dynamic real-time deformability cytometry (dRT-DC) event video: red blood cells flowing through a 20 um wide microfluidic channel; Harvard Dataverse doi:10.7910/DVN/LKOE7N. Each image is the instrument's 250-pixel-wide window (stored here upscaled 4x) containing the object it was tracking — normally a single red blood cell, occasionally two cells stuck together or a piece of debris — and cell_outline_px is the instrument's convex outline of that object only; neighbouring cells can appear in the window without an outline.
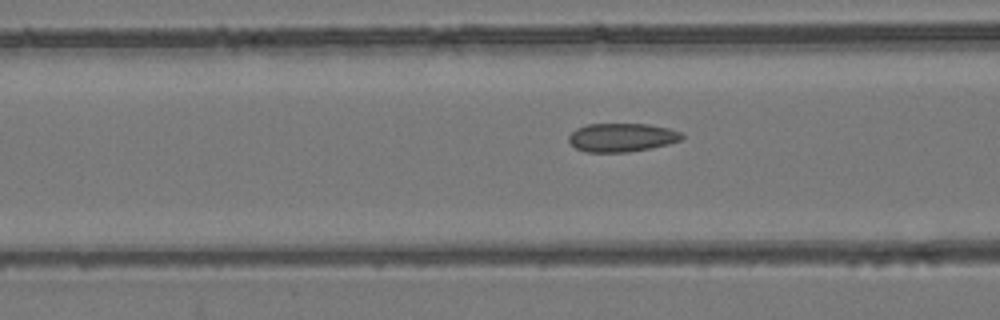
{"species": "common noctule bat (a hibernating species)", "species_latin": "Nyctalus noctula", "temperature_condition": "room temperature", "stored_images_in_passage": 47, "camera_frame_rate_fps": 3000, "um_per_image_px": 0.085, "animal": {"sex": "female", "body_mass_g": 24.6, "forearm_length_mm": 56.2}, "frame": {"image": 1, "passage_image": 15, "time_ms": 4.667, "image_size_px": [1000, 320], "cell_outline_px": [[684, 136], [680, 140], [668, 144], [652, 148], [628, 152], [584, 152], [576, 148], [568, 140], [568, 136], [576, 128], [588, 124], [648, 124], [668, 128], [680, 132]], "centroid_in_image_um": [52.84, 11.69], "position_along_channel_um": 113.8, "area_um2": 18.84}}
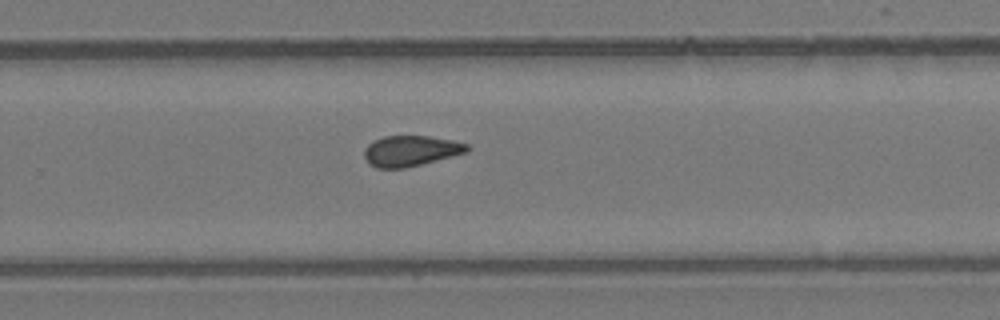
{"frame": {"image": 2, "passage_image": 29, "time_ms": 9.333, "image_size_px": [1000, 320], "cell_outline_px": [[472, 148], [468, 152], [404, 168], [376, 168], [368, 164], [364, 156], [364, 148], [368, 144], [384, 136], [428, 136], [452, 140], [468, 144]], "centroid_in_image_um": [34.91, 12.82], "position_along_channel_um": 294.9, "area_um2": 18.32}}
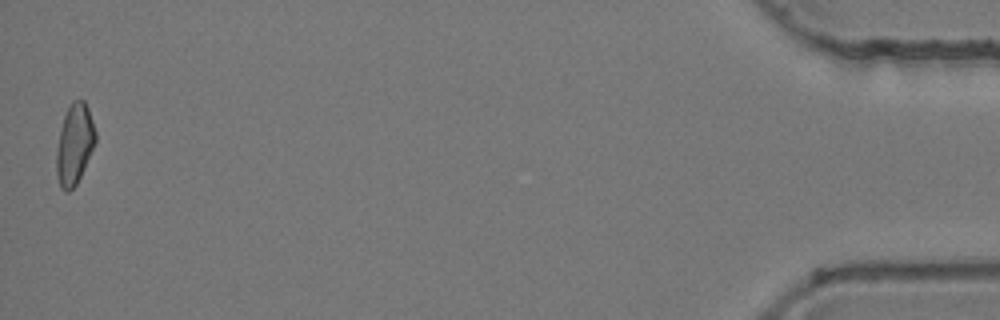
{"frame": {"image": 3, "passage_image": 47, "time_ms": 15.333, "image_size_px": [1000, 320], "cell_outline_px": [[96, 140], [80, 176], [76, 184], [68, 192], [64, 192], [60, 188], [56, 172], [56, 152], [60, 132], [64, 116], [72, 100], [84, 100], [88, 108], [96, 132]], "centroid_in_image_um": [6.32, 12.27], "position_along_channel_um": 428.9, "area_um2": 18.03}, "authors_computed_cell_mechanics": {"area_um2": 18.785, "velocity_mm_per_s": 3.8961, "shape_relaxation_time_tau1_ms": null, "shape_relaxation_time_tau2_ms": 2.9966, "deformation_change_tau1": null, "deformation_change_tau2": 0.0862}}